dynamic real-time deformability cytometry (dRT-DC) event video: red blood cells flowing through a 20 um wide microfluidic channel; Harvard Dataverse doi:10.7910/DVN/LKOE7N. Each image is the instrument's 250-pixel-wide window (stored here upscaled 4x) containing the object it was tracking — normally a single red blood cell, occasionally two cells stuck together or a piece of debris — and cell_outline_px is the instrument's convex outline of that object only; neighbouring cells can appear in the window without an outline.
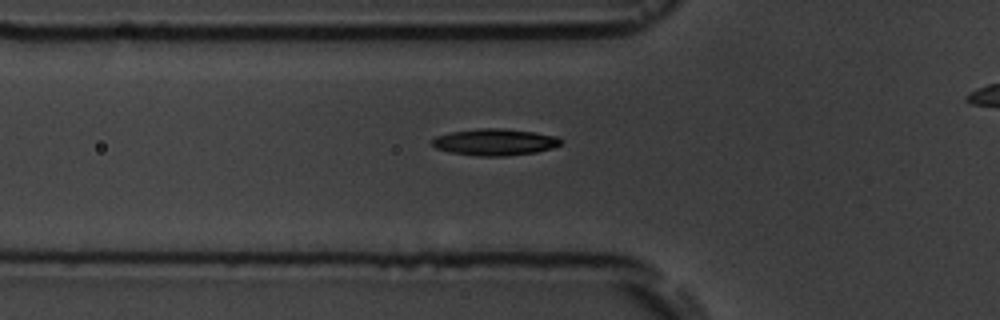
{"species": "common noctule bat (a hibernating species)", "species_latin": "Nyctalus noctula", "temperature_condition": "room temperature", "stored_images_in_passage": 8, "camera_frame_rate_fps": 3000, "um_per_image_px": 0.085, "animal": {"sex": "male", "body_mass_g": 19.5, "forearm_length_mm": 54.6}, "frame": {"image": 1, "passage_image": 7, "time_ms": 7.667, "image_size_px": [1000, 320], "cell_outline_px": [[564, 140], [560, 144], [552, 148], [536, 152], [504, 156], [480, 156], [452, 152], [436, 148], [428, 140], [436, 136], [452, 132], [480, 128], [504, 128], [532, 132], [556, 136]], "centroid_in_image_um": [42.05, 12.07], "position_along_channel_um": 83.7, "area_um2": 19.88}}